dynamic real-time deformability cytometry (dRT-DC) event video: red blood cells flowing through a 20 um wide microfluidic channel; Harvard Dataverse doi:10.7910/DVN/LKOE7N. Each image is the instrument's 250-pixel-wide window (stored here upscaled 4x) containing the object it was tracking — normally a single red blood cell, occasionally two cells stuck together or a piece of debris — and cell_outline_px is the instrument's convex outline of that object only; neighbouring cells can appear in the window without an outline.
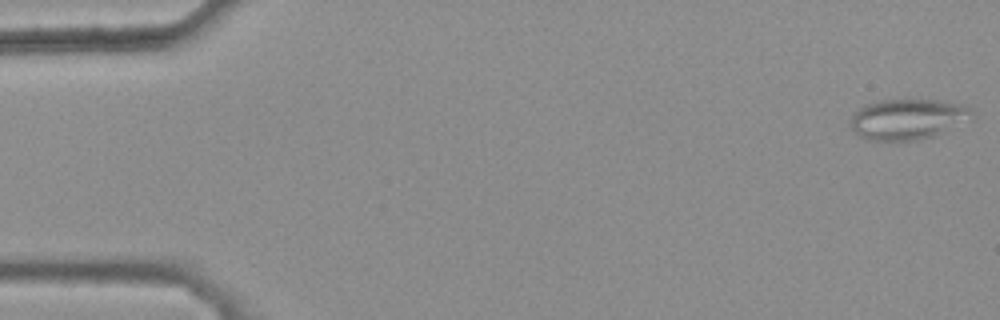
{"species": "common noctule bat (a hibernating species)", "species_latin": "Nyctalus noctula", "temperature_condition": "warm", "stored_images_in_passage": 12, "camera_frame_rate_fps": 3000, "um_per_image_px": 0.085, "animal": {"sex": "female", "body_mass_g": 25.1}, "frame": {"image": 1, "passage_image": 1, "time_ms": 0.0, "image_size_px": [1000, 320], "cell_outline_px": [[972, 120], [936, 136], [916, 140], [868, 140], [860, 136], [848, 124], [852, 116], [864, 104], [876, 100], [936, 100], [964, 104], [972, 108]], "centroid_in_image_um": [77.2, 10.12], "position_along_channel_um": 7.8, "area_um2": 29.07}}